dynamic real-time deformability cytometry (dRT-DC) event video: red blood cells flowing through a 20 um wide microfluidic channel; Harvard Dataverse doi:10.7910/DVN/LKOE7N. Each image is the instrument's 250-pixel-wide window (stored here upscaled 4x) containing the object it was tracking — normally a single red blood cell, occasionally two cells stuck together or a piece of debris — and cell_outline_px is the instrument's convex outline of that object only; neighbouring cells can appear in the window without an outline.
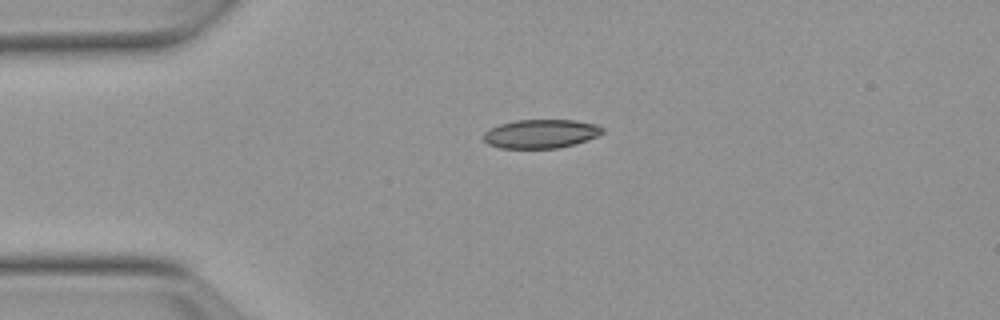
{"species": "Egyptian fruit bat (a non-hibernating species)", "species_latin": "Rousettus aegyptiacus", "temperature_condition": "warm", "stored_images_in_passage": 42, "camera_frame_rate_fps": 3000, "um_per_image_px": 0.085, "animal": {"sex": "female"}, "frame": {"image": 1, "passage_image": 1, "time_ms": 0.0, "image_size_px": [1000, 320], "cell_outline_px": [[604, 132], [596, 136], [576, 144], [560, 148], [500, 148], [488, 144], [484, 140], [484, 132], [500, 124], [516, 120], [572, 120], [596, 124], [604, 128]], "centroid_in_image_um": [45.99, 11.37], "position_along_channel_um": 39.0, "area_um2": 19.88}}
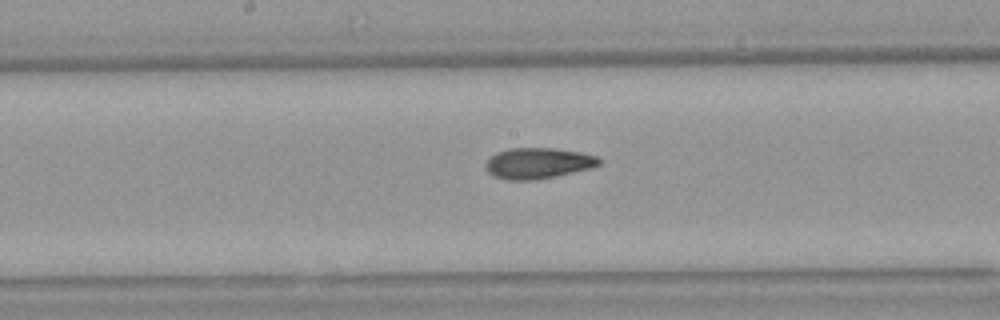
{"frame": {"image": 2, "passage_image": 16, "time_ms": 5.0, "image_size_px": [1000, 320], "cell_outline_px": [[604, 160], [600, 164], [592, 168], [556, 176], [536, 180], [508, 180], [492, 176], [484, 168], [484, 164], [496, 152], [508, 148], [556, 148], [580, 152], [600, 156]], "centroid_in_image_um": [45.76, 13.87], "position_along_channel_um": 202.4, "area_um2": 20.81}}
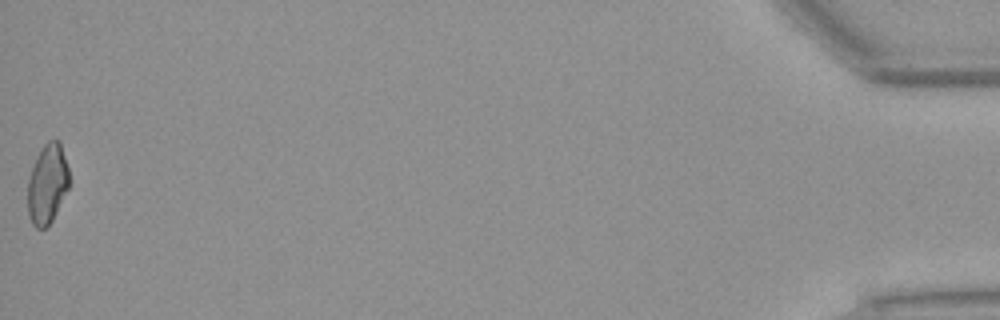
{"frame": {"image": 3, "passage_image": 42, "time_ms": 13.667, "image_size_px": [1000, 320], "cell_outline_px": [[68, 188], [48, 228], [36, 228], [32, 224], [28, 216], [28, 180], [36, 156], [44, 144], [48, 140], [60, 140], [68, 168]], "centroid_in_image_um": [4.01, 15.64], "position_along_channel_um": 431.2, "area_um2": 19.19}, "authors_computed_cell_mechanics": {"area_um2": 20.1722, "velocity_mm_per_s": 3.8242, "shape_relaxation_time_tau1_ms": null, "shape_relaxation_time_tau2_ms": 3.4412, "deformation_change_tau1": null, "deformation_change_tau2": 0.0922}}